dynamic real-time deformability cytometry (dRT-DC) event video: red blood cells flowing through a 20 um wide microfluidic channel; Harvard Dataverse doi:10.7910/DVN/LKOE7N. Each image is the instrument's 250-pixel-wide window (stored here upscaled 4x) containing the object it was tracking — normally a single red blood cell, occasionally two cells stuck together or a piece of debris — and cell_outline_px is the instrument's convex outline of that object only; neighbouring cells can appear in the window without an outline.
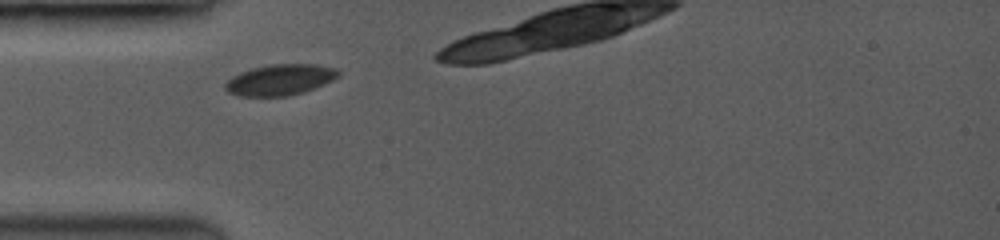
{"species": "common noctule bat (a hibernating species)", "species_latin": "Nyctalus noctula", "temperature_condition": "room temperature", "stored_images_in_passage": 3, "camera_frame_rate_fps": 3500, "um_per_image_px": 0.085, "animal": {"sex": "female", "body_mass_g": 19.0, "forearm_length_mm": 53.3}, "frame": {"image": 1, "passage_image": 1, "time_ms": 0.0, "image_size_px": [1000, 240], "cell_outline_px": [[340, 72], [332, 80], [312, 88], [300, 92], [284, 96], [244, 96], [228, 92], [224, 88], [224, 84], [232, 76], [240, 72], [252, 68], [272, 64], [312, 64], [336, 68]], "centroid_in_image_um": [23.75, 6.77], "position_along_channel_um": 61.3, "area_um2": 19.94}}